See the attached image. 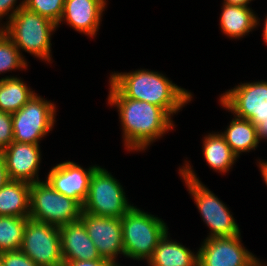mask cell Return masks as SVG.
I'll return each instance as SVG.
<instances>
[{
	"label": "cell",
	"instance_id": "cell-1",
	"mask_svg": "<svg viewBox=\"0 0 267 266\" xmlns=\"http://www.w3.org/2000/svg\"><path fill=\"white\" fill-rule=\"evenodd\" d=\"M109 85L108 104L118 108L127 150H145L175 126L161 107L126 98L111 83Z\"/></svg>",
	"mask_w": 267,
	"mask_h": 266
},
{
	"label": "cell",
	"instance_id": "cell-2",
	"mask_svg": "<svg viewBox=\"0 0 267 266\" xmlns=\"http://www.w3.org/2000/svg\"><path fill=\"white\" fill-rule=\"evenodd\" d=\"M109 80L124 97L159 106L170 117L192 100L191 92L172 83L165 75L148 69L113 73Z\"/></svg>",
	"mask_w": 267,
	"mask_h": 266
},
{
	"label": "cell",
	"instance_id": "cell-3",
	"mask_svg": "<svg viewBox=\"0 0 267 266\" xmlns=\"http://www.w3.org/2000/svg\"><path fill=\"white\" fill-rule=\"evenodd\" d=\"M0 26L19 51L25 50L50 63L51 35L57 29L53 21L22 7L7 21L6 26Z\"/></svg>",
	"mask_w": 267,
	"mask_h": 266
},
{
	"label": "cell",
	"instance_id": "cell-4",
	"mask_svg": "<svg viewBox=\"0 0 267 266\" xmlns=\"http://www.w3.org/2000/svg\"><path fill=\"white\" fill-rule=\"evenodd\" d=\"M124 256L144 260L152 256L159 241L168 232L166 223L133 206L122 218Z\"/></svg>",
	"mask_w": 267,
	"mask_h": 266
},
{
	"label": "cell",
	"instance_id": "cell-5",
	"mask_svg": "<svg viewBox=\"0 0 267 266\" xmlns=\"http://www.w3.org/2000/svg\"><path fill=\"white\" fill-rule=\"evenodd\" d=\"M179 171L203 221L211 230L206 239L239 235L240 229L228 207L199 181L188 162Z\"/></svg>",
	"mask_w": 267,
	"mask_h": 266
},
{
	"label": "cell",
	"instance_id": "cell-6",
	"mask_svg": "<svg viewBox=\"0 0 267 266\" xmlns=\"http://www.w3.org/2000/svg\"><path fill=\"white\" fill-rule=\"evenodd\" d=\"M219 101L234 116L256 126L258 142L267 139V81L242 83L221 94Z\"/></svg>",
	"mask_w": 267,
	"mask_h": 266
},
{
	"label": "cell",
	"instance_id": "cell-7",
	"mask_svg": "<svg viewBox=\"0 0 267 266\" xmlns=\"http://www.w3.org/2000/svg\"><path fill=\"white\" fill-rule=\"evenodd\" d=\"M82 206L56 191L46 180L31 183L29 218L60 227L78 221Z\"/></svg>",
	"mask_w": 267,
	"mask_h": 266
},
{
	"label": "cell",
	"instance_id": "cell-8",
	"mask_svg": "<svg viewBox=\"0 0 267 266\" xmlns=\"http://www.w3.org/2000/svg\"><path fill=\"white\" fill-rule=\"evenodd\" d=\"M123 190L110 172L98 166L92 173L82 211L95 216L122 218L133 207Z\"/></svg>",
	"mask_w": 267,
	"mask_h": 266
},
{
	"label": "cell",
	"instance_id": "cell-9",
	"mask_svg": "<svg viewBox=\"0 0 267 266\" xmlns=\"http://www.w3.org/2000/svg\"><path fill=\"white\" fill-rule=\"evenodd\" d=\"M56 106L36 93L12 115L13 141L39 144L53 128Z\"/></svg>",
	"mask_w": 267,
	"mask_h": 266
},
{
	"label": "cell",
	"instance_id": "cell-10",
	"mask_svg": "<svg viewBox=\"0 0 267 266\" xmlns=\"http://www.w3.org/2000/svg\"><path fill=\"white\" fill-rule=\"evenodd\" d=\"M20 250L38 266H63L61 237L55 225L28 218Z\"/></svg>",
	"mask_w": 267,
	"mask_h": 266
},
{
	"label": "cell",
	"instance_id": "cell-11",
	"mask_svg": "<svg viewBox=\"0 0 267 266\" xmlns=\"http://www.w3.org/2000/svg\"><path fill=\"white\" fill-rule=\"evenodd\" d=\"M197 253V266H256L260 262L245 249L240 234L205 239Z\"/></svg>",
	"mask_w": 267,
	"mask_h": 266
},
{
	"label": "cell",
	"instance_id": "cell-12",
	"mask_svg": "<svg viewBox=\"0 0 267 266\" xmlns=\"http://www.w3.org/2000/svg\"><path fill=\"white\" fill-rule=\"evenodd\" d=\"M102 259L118 265L116 258L124 256L121 218L95 216L82 211L79 219Z\"/></svg>",
	"mask_w": 267,
	"mask_h": 266
},
{
	"label": "cell",
	"instance_id": "cell-13",
	"mask_svg": "<svg viewBox=\"0 0 267 266\" xmlns=\"http://www.w3.org/2000/svg\"><path fill=\"white\" fill-rule=\"evenodd\" d=\"M97 165L83 169L75 162L67 161L55 165L46 181L59 193L76 200L81 206L88 195L90 179Z\"/></svg>",
	"mask_w": 267,
	"mask_h": 266
},
{
	"label": "cell",
	"instance_id": "cell-14",
	"mask_svg": "<svg viewBox=\"0 0 267 266\" xmlns=\"http://www.w3.org/2000/svg\"><path fill=\"white\" fill-rule=\"evenodd\" d=\"M10 180L35 183L40 181L38 171L41 161L39 144L13 141L3 150Z\"/></svg>",
	"mask_w": 267,
	"mask_h": 266
},
{
	"label": "cell",
	"instance_id": "cell-15",
	"mask_svg": "<svg viewBox=\"0 0 267 266\" xmlns=\"http://www.w3.org/2000/svg\"><path fill=\"white\" fill-rule=\"evenodd\" d=\"M106 0H65L63 15L57 24L66 21L70 27L80 33L96 36Z\"/></svg>",
	"mask_w": 267,
	"mask_h": 266
},
{
	"label": "cell",
	"instance_id": "cell-16",
	"mask_svg": "<svg viewBox=\"0 0 267 266\" xmlns=\"http://www.w3.org/2000/svg\"><path fill=\"white\" fill-rule=\"evenodd\" d=\"M58 228L63 261L102 259L80 220Z\"/></svg>",
	"mask_w": 267,
	"mask_h": 266
},
{
	"label": "cell",
	"instance_id": "cell-17",
	"mask_svg": "<svg viewBox=\"0 0 267 266\" xmlns=\"http://www.w3.org/2000/svg\"><path fill=\"white\" fill-rule=\"evenodd\" d=\"M30 186L25 181L9 180L0 188V216L29 218Z\"/></svg>",
	"mask_w": 267,
	"mask_h": 266
},
{
	"label": "cell",
	"instance_id": "cell-18",
	"mask_svg": "<svg viewBox=\"0 0 267 266\" xmlns=\"http://www.w3.org/2000/svg\"><path fill=\"white\" fill-rule=\"evenodd\" d=\"M197 254L177 241L169 240L167 232L147 262L149 266H197Z\"/></svg>",
	"mask_w": 267,
	"mask_h": 266
},
{
	"label": "cell",
	"instance_id": "cell-19",
	"mask_svg": "<svg viewBox=\"0 0 267 266\" xmlns=\"http://www.w3.org/2000/svg\"><path fill=\"white\" fill-rule=\"evenodd\" d=\"M220 16L222 32L230 38H241L259 24L258 17L249 7L223 3Z\"/></svg>",
	"mask_w": 267,
	"mask_h": 266
},
{
	"label": "cell",
	"instance_id": "cell-20",
	"mask_svg": "<svg viewBox=\"0 0 267 266\" xmlns=\"http://www.w3.org/2000/svg\"><path fill=\"white\" fill-rule=\"evenodd\" d=\"M232 152L239 157L241 152H249L257 148V128L247 119L235 116L227 130L220 132Z\"/></svg>",
	"mask_w": 267,
	"mask_h": 266
},
{
	"label": "cell",
	"instance_id": "cell-21",
	"mask_svg": "<svg viewBox=\"0 0 267 266\" xmlns=\"http://www.w3.org/2000/svg\"><path fill=\"white\" fill-rule=\"evenodd\" d=\"M203 154L210 168L220 173L229 171L238 158L219 132L204 137Z\"/></svg>",
	"mask_w": 267,
	"mask_h": 266
},
{
	"label": "cell",
	"instance_id": "cell-22",
	"mask_svg": "<svg viewBox=\"0 0 267 266\" xmlns=\"http://www.w3.org/2000/svg\"><path fill=\"white\" fill-rule=\"evenodd\" d=\"M21 79L7 76L0 79V110L13 114L35 94Z\"/></svg>",
	"mask_w": 267,
	"mask_h": 266
},
{
	"label": "cell",
	"instance_id": "cell-23",
	"mask_svg": "<svg viewBox=\"0 0 267 266\" xmlns=\"http://www.w3.org/2000/svg\"><path fill=\"white\" fill-rule=\"evenodd\" d=\"M27 217L0 216V253L20 250Z\"/></svg>",
	"mask_w": 267,
	"mask_h": 266
},
{
	"label": "cell",
	"instance_id": "cell-24",
	"mask_svg": "<svg viewBox=\"0 0 267 266\" xmlns=\"http://www.w3.org/2000/svg\"><path fill=\"white\" fill-rule=\"evenodd\" d=\"M22 56L11 39L0 29V74L14 69H27V61Z\"/></svg>",
	"mask_w": 267,
	"mask_h": 266
},
{
	"label": "cell",
	"instance_id": "cell-25",
	"mask_svg": "<svg viewBox=\"0 0 267 266\" xmlns=\"http://www.w3.org/2000/svg\"><path fill=\"white\" fill-rule=\"evenodd\" d=\"M65 0H25L24 7L58 24L64 10Z\"/></svg>",
	"mask_w": 267,
	"mask_h": 266
},
{
	"label": "cell",
	"instance_id": "cell-26",
	"mask_svg": "<svg viewBox=\"0 0 267 266\" xmlns=\"http://www.w3.org/2000/svg\"><path fill=\"white\" fill-rule=\"evenodd\" d=\"M0 259L3 266H38L21 250L2 252Z\"/></svg>",
	"mask_w": 267,
	"mask_h": 266
},
{
	"label": "cell",
	"instance_id": "cell-27",
	"mask_svg": "<svg viewBox=\"0 0 267 266\" xmlns=\"http://www.w3.org/2000/svg\"><path fill=\"white\" fill-rule=\"evenodd\" d=\"M13 142L12 115L0 110V149Z\"/></svg>",
	"mask_w": 267,
	"mask_h": 266
},
{
	"label": "cell",
	"instance_id": "cell-28",
	"mask_svg": "<svg viewBox=\"0 0 267 266\" xmlns=\"http://www.w3.org/2000/svg\"><path fill=\"white\" fill-rule=\"evenodd\" d=\"M17 0H0V20L8 15V21L13 15L22 7H24L25 0L21 1L20 4L16 5ZM14 6H17L16 8ZM9 11L11 13H9ZM4 16V17H3Z\"/></svg>",
	"mask_w": 267,
	"mask_h": 266
},
{
	"label": "cell",
	"instance_id": "cell-29",
	"mask_svg": "<svg viewBox=\"0 0 267 266\" xmlns=\"http://www.w3.org/2000/svg\"><path fill=\"white\" fill-rule=\"evenodd\" d=\"M63 266H118L117 264L106 260V259H97V260H74V261H64Z\"/></svg>",
	"mask_w": 267,
	"mask_h": 266
},
{
	"label": "cell",
	"instance_id": "cell-30",
	"mask_svg": "<svg viewBox=\"0 0 267 266\" xmlns=\"http://www.w3.org/2000/svg\"><path fill=\"white\" fill-rule=\"evenodd\" d=\"M9 180L4 154L0 149V188H2Z\"/></svg>",
	"mask_w": 267,
	"mask_h": 266
},
{
	"label": "cell",
	"instance_id": "cell-31",
	"mask_svg": "<svg viewBox=\"0 0 267 266\" xmlns=\"http://www.w3.org/2000/svg\"><path fill=\"white\" fill-rule=\"evenodd\" d=\"M251 1L252 0H224L223 3L230 4V5H238V6L248 7V4Z\"/></svg>",
	"mask_w": 267,
	"mask_h": 266
},
{
	"label": "cell",
	"instance_id": "cell-32",
	"mask_svg": "<svg viewBox=\"0 0 267 266\" xmlns=\"http://www.w3.org/2000/svg\"><path fill=\"white\" fill-rule=\"evenodd\" d=\"M259 168H260V172L262 174L263 180L265 181L266 185H267V162L266 161H261L259 162Z\"/></svg>",
	"mask_w": 267,
	"mask_h": 266
},
{
	"label": "cell",
	"instance_id": "cell-33",
	"mask_svg": "<svg viewBox=\"0 0 267 266\" xmlns=\"http://www.w3.org/2000/svg\"><path fill=\"white\" fill-rule=\"evenodd\" d=\"M263 39H264V42L267 44V16H266L264 27H263Z\"/></svg>",
	"mask_w": 267,
	"mask_h": 266
},
{
	"label": "cell",
	"instance_id": "cell-34",
	"mask_svg": "<svg viewBox=\"0 0 267 266\" xmlns=\"http://www.w3.org/2000/svg\"><path fill=\"white\" fill-rule=\"evenodd\" d=\"M256 266H267L265 263H264V265H263V263L262 262H259Z\"/></svg>",
	"mask_w": 267,
	"mask_h": 266
}]
</instances>
